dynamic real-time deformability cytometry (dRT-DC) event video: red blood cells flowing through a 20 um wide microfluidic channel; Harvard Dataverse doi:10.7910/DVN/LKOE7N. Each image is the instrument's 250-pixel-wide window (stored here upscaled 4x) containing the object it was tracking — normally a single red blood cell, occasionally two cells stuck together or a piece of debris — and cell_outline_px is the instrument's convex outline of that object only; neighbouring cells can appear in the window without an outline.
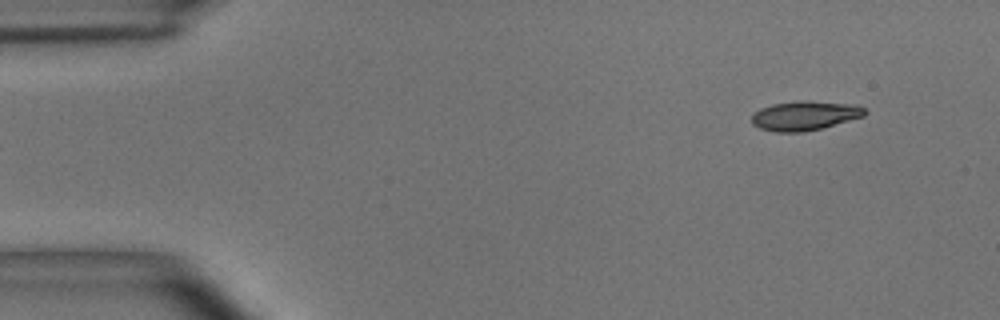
{"species": "common noctule bat (a hibernating species)", "species_latin": "Nyctalus noctula", "temperature_condition": "room temperature", "stored_images_in_passage": 6, "segment_of_instrument_passage": [2, 2], "camera_frame_rate_fps": 3000, "um_per_image_px": 0.085, "animal": {"sex": "male", "body_mass_g": 15.6}, "frame": {"image": 1, "passage_image": 6, "time_ms": 1.667, "image_size_px": [1000, 320], "cell_outline_px": [[868, 112], [864, 116], [820, 128], [800, 132], [776, 132], [760, 128], [752, 124], [752, 116], [760, 108], [772, 104], [800, 100], [808, 100], [856, 104], [864, 108]], "centroid_in_image_um": [68.42, 9.81], "position_along_channel_um": 16.6, "area_um2": 19.31}}